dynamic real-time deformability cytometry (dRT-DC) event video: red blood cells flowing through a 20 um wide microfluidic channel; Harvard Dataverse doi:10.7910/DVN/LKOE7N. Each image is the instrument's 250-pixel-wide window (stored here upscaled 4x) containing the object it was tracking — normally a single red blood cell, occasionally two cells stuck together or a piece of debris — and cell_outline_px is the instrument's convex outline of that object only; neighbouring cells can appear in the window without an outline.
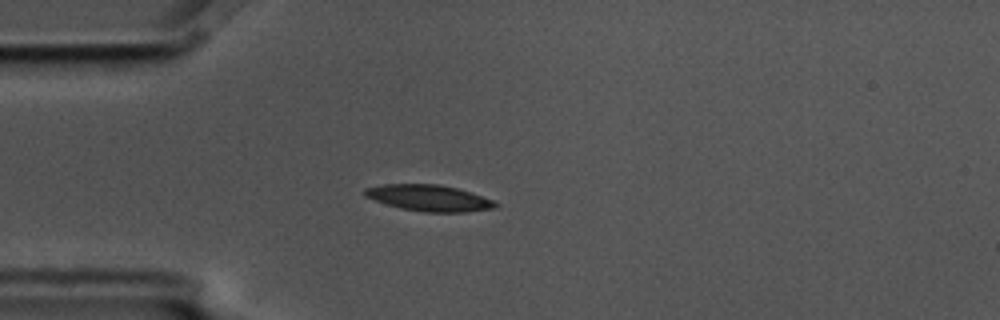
{"species": "common noctule bat (a hibernating species)", "species_latin": "Nyctalus noctula", "temperature_condition": "cold", "stored_images_in_passage": 5, "camera_frame_rate_fps": 3000, "um_per_image_px": 0.085, "animal": {"sex": "male", "body_mass_g": 17.5, "forearm_length_mm": 52.3}, "frame": {"image": 1, "passage_image": 4, "time_ms": 1.0, "image_size_px": [1000, 320], "cell_outline_px": [[500, 204], [496, 208], [464, 212], [424, 212], [400, 208], [364, 196], [364, 188], [384, 184], [440, 184], [472, 192], [492, 200]], "centroid_in_image_um": [36.49, 16.82], "position_along_channel_um": 48.5, "area_um2": 19.94}}